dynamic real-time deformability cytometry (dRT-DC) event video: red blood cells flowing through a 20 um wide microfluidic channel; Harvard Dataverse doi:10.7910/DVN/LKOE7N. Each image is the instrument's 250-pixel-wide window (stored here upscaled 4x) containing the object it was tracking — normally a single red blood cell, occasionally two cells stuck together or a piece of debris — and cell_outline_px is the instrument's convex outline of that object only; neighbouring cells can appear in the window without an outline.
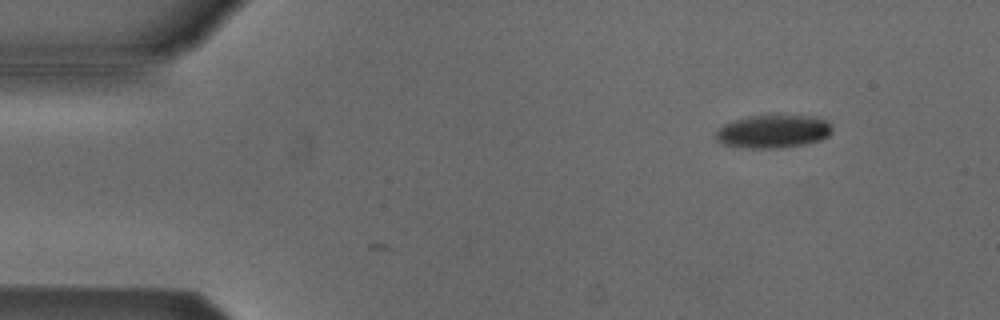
{"species": "Egyptian fruit bat (a non-hibernating species)", "species_latin": "Rousettus aegyptiacus", "temperature_condition": "cold", "stored_images_in_passage": 37, "camera_frame_rate_fps": 3000, "um_per_image_px": 0.085, "animal": {"sex": "male"}, "frame": {"image": 1, "passage_image": 1, "time_ms": 0.0, "image_size_px": [1000, 320], "cell_outline_px": [[832, 132], [828, 136], [820, 140], [804, 144], [780, 148], [748, 148], [720, 144], [716, 140], [716, 132], [724, 124], [748, 116], [776, 112], [816, 116], [828, 120], [832, 124]], "centroid_in_image_um": [65.77, 11.12], "position_along_channel_um": 19.2, "area_um2": 23.47}}
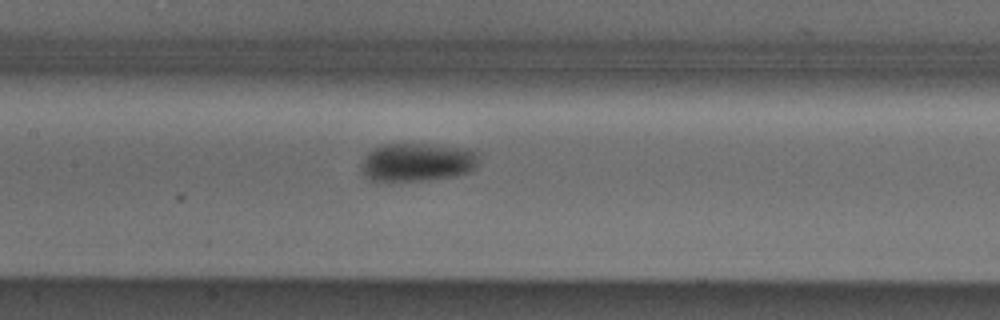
{"frame": {"image": 2, "passage_image": 20, "time_ms": 6.333, "image_size_px": [1000, 320], "cell_outline_px": [[480, 160], [468, 172], [452, 176], [428, 180], [388, 184], [368, 180], [360, 172], [360, 168], [364, 156], [372, 148], [380, 144], [428, 144], [468, 148], [480, 152]], "centroid_in_image_um": [35.39, 13.81], "position_along_channel_um": 172.0, "area_um2": 27.4}}
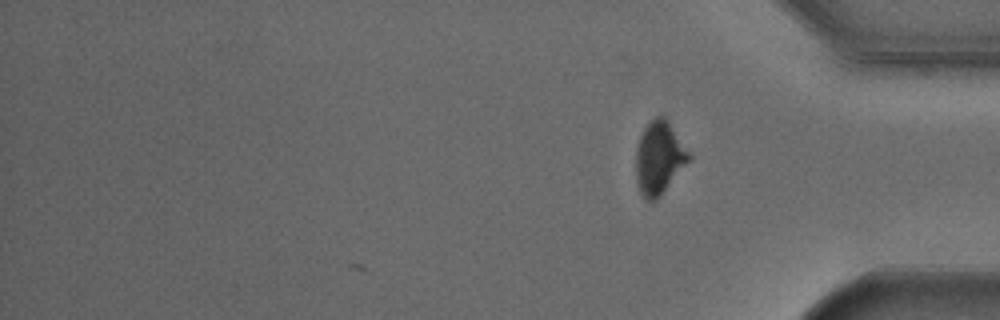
{"frame": {"image": 3, "passage_image": 37, "time_ms": 12.0, "image_size_px": [1000, 320], "cell_outline_px": [[692, 156], [660, 196], [652, 204], [644, 200], [640, 192], [636, 180], [636, 148], [640, 136], [644, 128], [656, 116], [664, 116], [668, 120]], "centroid_in_image_um": [56.0, 13.44], "position_along_channel_um": 379.2, "area_um2": 22.43}, "authors_computed_cell_mechanics": {"area_um2": 25.2008, "velocity_mm_per_s": 3.8211, "shape_relaxation_time_tau1_ms": 4.5875, "shape_relaxation_time_tau2_ms": null, "deformation_change_tau1": 0.1268, "deformation_change_tau2": null}}